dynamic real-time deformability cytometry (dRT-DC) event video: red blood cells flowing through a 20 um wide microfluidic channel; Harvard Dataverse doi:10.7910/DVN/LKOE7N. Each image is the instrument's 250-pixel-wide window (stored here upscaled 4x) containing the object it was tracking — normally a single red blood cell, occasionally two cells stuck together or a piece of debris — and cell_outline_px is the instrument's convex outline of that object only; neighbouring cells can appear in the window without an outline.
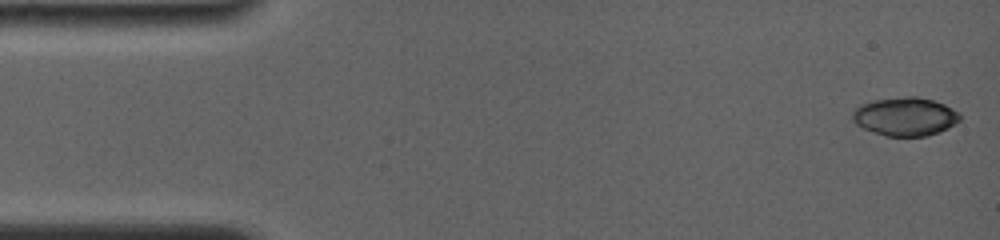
{"species": "common noctule bat (a hibernating species)", "species_latin": "Nyctalus noctula", "temperature_condition": "room temperature", "stored_images_in_passage": 8, "camera_frame_rate_fps": 4000, "um_per_image_px": 0.085, "animal": {"sex": "female", "body_mass_g": 19.0, "forearm_length_mm": 56.7}, "frame": {"image": 1, "passage_image": 1, "time_ms": 0.0, "image_size_px": [1000, 240], "cell_outline_px": [[960, 120], [956, 124], [948, 128], [928, 136], [888, 136], [864, 128], [856, 124], [852, 120], [852, 112], [860, 104], [872, 100], [908, 96], [916, 96], [932, 100], [944, 104], [960, 112]], "centroid_in_image_um": [76.95, 9.9], "position_along_channel_um": 8.0, "area_um2": 24.1}}
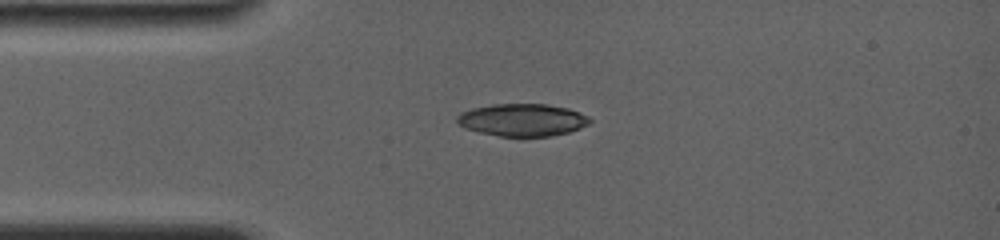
{"frame": {"image": 2, "passage_image": 7, "time_ms": 3.5, "image_size_px": [1000, 240], "cell_outline_px": [[592, 120], [588, 124], [580, 128], [568, 132], [552, 136], [500, 136], [480, 132], [464, 128], [456, 120], [456, 116], [460, 112], [472, 108], [492, 104], [548, 104], [568, 108], [588, 116]], "centroid_in_image_um": [44.39, 10.18], "position_along_channel_um": 40.6, "area_um2": 25.09}}